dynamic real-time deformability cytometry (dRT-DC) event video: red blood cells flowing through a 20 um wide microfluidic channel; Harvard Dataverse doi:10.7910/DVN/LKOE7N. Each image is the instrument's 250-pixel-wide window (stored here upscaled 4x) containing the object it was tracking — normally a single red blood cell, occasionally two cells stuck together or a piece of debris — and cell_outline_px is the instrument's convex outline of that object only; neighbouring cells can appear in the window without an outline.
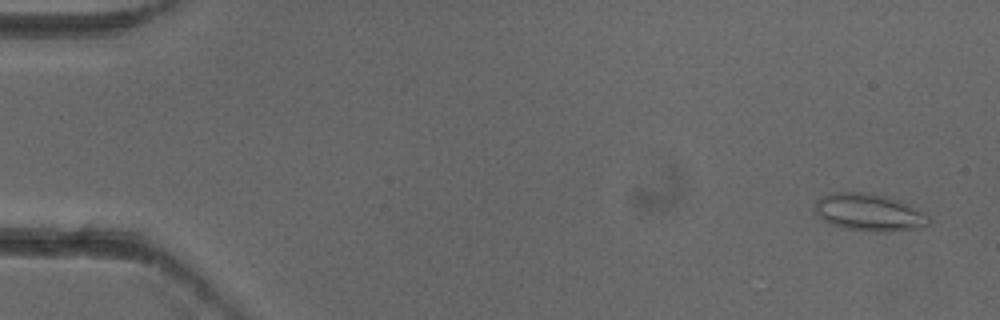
{"species": "common noctule bat (a hibernating species)", "species_latin": "Nyctalus noctula", "temperature_condition": "cold", "stored_images_in_passage": 5, "camera_frame_rate_fps": 3000, "um_per_image_px": 0.085, "animal": {"sex": "female"}, "frame": {"image": 1, "passage_image": 1, "time_ms": 0.0, "image_size_px": [1000, 320], "cell_outline_px": [[932, 220], [928, 224], [920, 228], [888, 232], [872, 232], [844, 228], [832, 224], [824, 220], [820, 216], [816, 208], [816, 200], [820, 196], [832, 192], [860, 192], [884, 196], [908, 204], [932, 216]], "centroid_in_image_um": [73.93, 18.06], "position_along_channel_um": 11.1, "area_um2": 24.74}}